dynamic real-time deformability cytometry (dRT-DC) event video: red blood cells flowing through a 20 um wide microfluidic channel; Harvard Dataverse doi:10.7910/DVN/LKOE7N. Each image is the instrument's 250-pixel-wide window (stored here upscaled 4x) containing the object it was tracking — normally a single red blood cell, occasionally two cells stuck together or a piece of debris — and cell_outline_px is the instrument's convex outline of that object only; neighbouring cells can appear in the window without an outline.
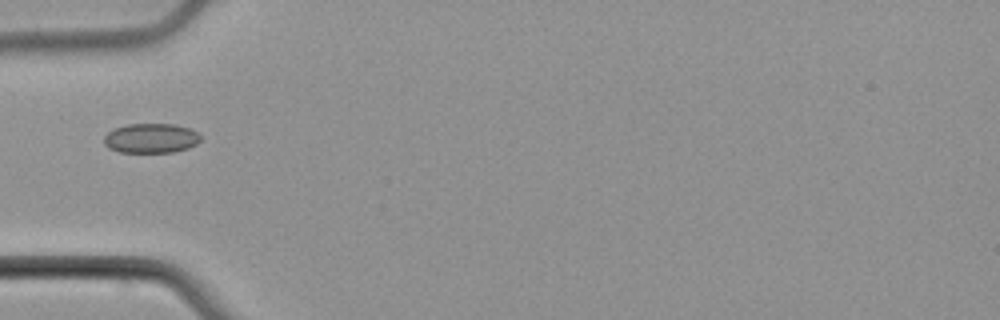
{"species": "common noctule bat (a hibernating species)", "species_latin": "Nyctalus noctula", "temperature_condition": "cold", "stored_images_in_passage": 4, "camera_frame_rate_fps": 3000, "um_per_image_px": 0.085, "animal": {"sex": "male", "body_mass_g": 21.5, "forearm_length_mm": 52.0}, "frame": {"image": 1, "passage_image": 4, "time_ms": 3.667, "image_size_px": [1000, 320], "cell_outline_px": [[200, 140], [196, 144], [188, 148], [172, 152], [120, 152], [108, 148], [104, 144], [104, 136], [112, 128], [128, 124], [176, 124], [188, 128], [196, 132], [200, 136]], "centroid_in_image_um": [12.8, 11.74], "position_along_channel_um": 72.2, "area_um2": 16.7}}